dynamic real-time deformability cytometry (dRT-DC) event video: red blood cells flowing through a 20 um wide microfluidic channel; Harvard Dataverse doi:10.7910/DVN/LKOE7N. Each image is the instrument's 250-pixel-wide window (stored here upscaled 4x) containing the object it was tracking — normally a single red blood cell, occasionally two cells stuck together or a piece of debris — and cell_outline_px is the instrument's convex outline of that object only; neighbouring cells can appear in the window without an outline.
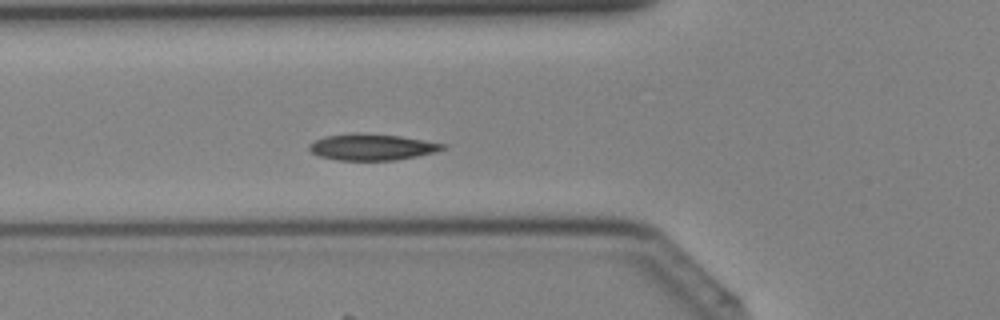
{"species": "Egyptian fruit bat (a non-hibernating species)", "species_latin": "Rousettus aegyptiacus", "temperature_condition": "cold", "stored_images_in_passage": 37, "camera_frame_rate_fps": 3000, "um_per_image_px": 0.085, "animal": {"sex": "female"}, "frame": {"image": 1, "passage_image": 11, "time_ms": 3.333, "image_size_px": [1000, 320], "cell_outline_px": [[448, 148], [416, 156], [396, 160], [336, 160], [320, 156], [312, 152], [308, 148], [308, 144], [316, 140], [328, 136], [356, 132], [400, 136], [448, 144]], "centroid_in_image_um": [31.63, 12.49], "position_along_channel_um": 94.2, "area_um2": 20.4}}
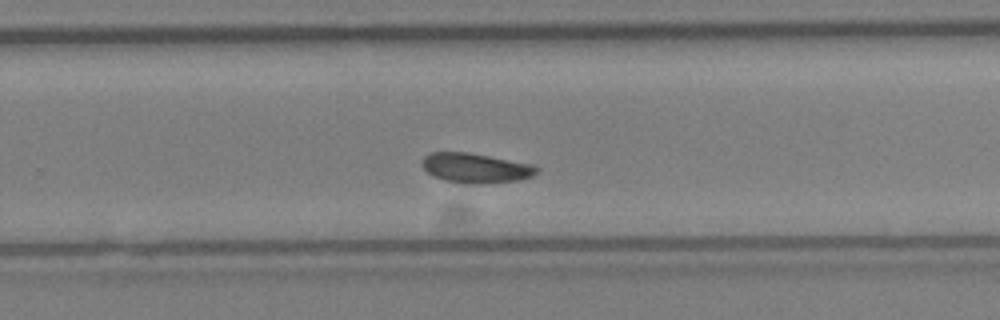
{"frame": {"image": 2, "passage_image": 23, "time_ms": 7.333, "image_size_px": [1000, 320], "cell_outline_px": [[540, 168], [532, 176], [516, 180], [480, 184], [464, 184], [444, 180], [432, 176], [424, 168], [424, 156], [432, 152], [468, 152], [532, 164]], "centroid_in_image_um": [40.43, 14.28], "position_along_channel_um": 289.4, "area_um2": 19.71}}
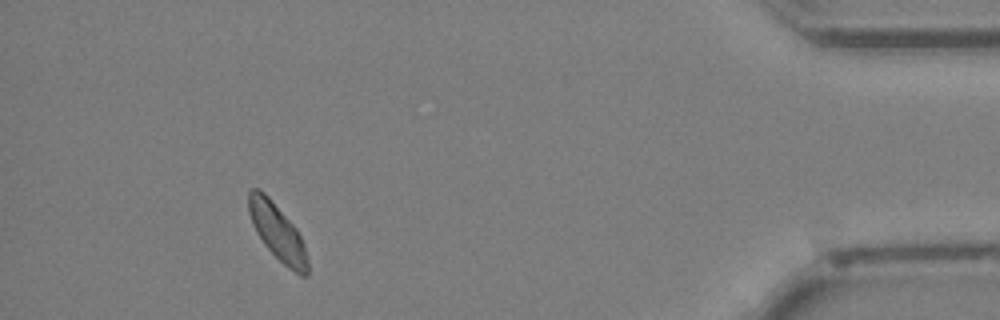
{"frame": {"image": 3, "passage_image": 34, "time_ms": 11.0, "image_size_px": [1000, 320], "cell_outline_px": [[308, 276], [300, 276], [288, 268], [264, 244], [256, 232], [252, 224], [248, 212], [248, 192], [252, 188], [260, 188], [268, 196], [296, 228], [304, 244], [308, 260]], "centroid_in_image_um": [23.57, 19.72], "position_along_channel_um": 411.6, "area_um2": 19.31}}